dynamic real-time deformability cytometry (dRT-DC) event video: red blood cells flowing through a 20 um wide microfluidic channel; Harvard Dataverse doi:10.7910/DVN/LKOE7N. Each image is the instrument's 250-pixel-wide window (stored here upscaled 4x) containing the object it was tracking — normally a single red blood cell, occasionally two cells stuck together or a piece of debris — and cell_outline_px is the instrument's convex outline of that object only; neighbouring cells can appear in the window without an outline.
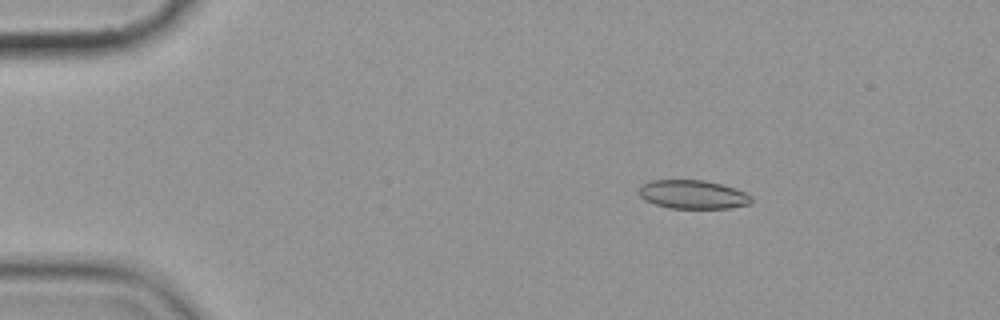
{"species": "common noctule bat (a hibernating species)", "species_latin": "Nyctalus noctula", "temperature_condition": "cold", "stored_images_in_passage": 5, "camera_frame_rate_fps": 3000, "um_per_image_px": 0.085, "animal": {"sex": "female", "body_mass_g": 19.9}, "frame": {"image": 1, "passage_image": 2, "time_ms": 1.333, "image_size_px": [1000, 320], "cell_outline_px": [[752, 204], [728, 208], [668, 208], [644, 200], [640, 196], [640, 184], [652, 180], [704, 180], [720, 184], [744, 192], [752, 196]], "centroid_in_image_um": [58.88, 16.53], "position_along_channel_um": 26.1, "area_um2": 18.73}}
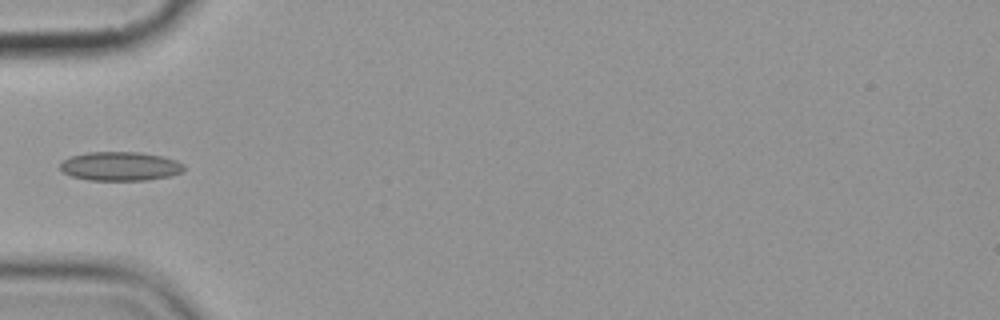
{"frame": {"image": 2, "passage_image": 5, "time_ms": 4.667, "image_size_px": [1000, 320], "cell_outline_px": [[184, 168], [180, 172], [168, 176], [148, 180], [88, 180], [72, 176], [64, 172], [60, 168], [60, 164], [64, 160], [72, 156], [88, 152], [136, 152], [160, 156], [176, 160], [184, 164]], "centroid_in_image_um": [10.21, 14.13], "position_along_channel_um": 74.8, "area_um2": 20.63}}